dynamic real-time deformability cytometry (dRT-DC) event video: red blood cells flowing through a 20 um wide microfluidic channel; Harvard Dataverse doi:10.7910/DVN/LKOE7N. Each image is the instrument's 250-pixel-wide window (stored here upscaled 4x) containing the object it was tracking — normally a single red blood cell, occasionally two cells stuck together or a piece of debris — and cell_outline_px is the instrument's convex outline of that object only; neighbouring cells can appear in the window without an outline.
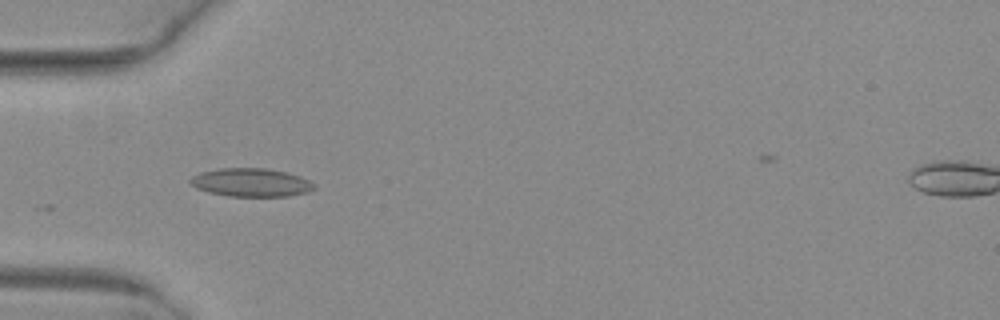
{"species": "common noctule bat (a hibernating species)", "species_latin": "Nyctalus noctula", "temperature_condition": "warm", "stored_images_in_passage": 5, "camera_frame_rate_fps": 3000, "um_per_image_px": 0.085, "animal": {"sex": "female", "body_mass_g": 29.2, "forearm_length_mm": 56.3}, "frame": {"image": 1, "passage_image": 1, "time_ms": 0.0, "image_size_px": [1000, 320], "cell_outline_px": [[316, 188], [308, 192], [288, 196], [228, 196], [208, 192], [196, 188], [188, 180], [192, 176], [200, 172], [220, 168], [264, 168], [288, 172], [300, 176], [316, 184]], "centroid_in_image_um": [21.35, 15.51], "position_along_channel_um": 63.6, "area_um2": 20.58}}
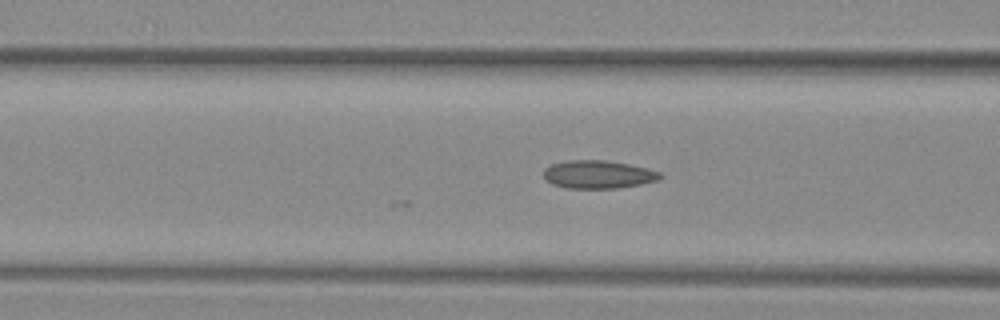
{"frame": {"image": 2, "passage_image": 5, "time_ms": 1.333, "image_size_px": [1000, 320], "cell_outline_px": [[664, 176], [660, 180], [640, 184], [616, 188], [564, 188], [552, 184], [544, 180], [544, 168], [552, 164], [568, 160], [604, 160], [628, 164], [648, 168], [660, 172]], "centroid_in_image_um": [50.84, 14.83], "position_along_channel_um": 115.8, "area_um2": 19.19}}